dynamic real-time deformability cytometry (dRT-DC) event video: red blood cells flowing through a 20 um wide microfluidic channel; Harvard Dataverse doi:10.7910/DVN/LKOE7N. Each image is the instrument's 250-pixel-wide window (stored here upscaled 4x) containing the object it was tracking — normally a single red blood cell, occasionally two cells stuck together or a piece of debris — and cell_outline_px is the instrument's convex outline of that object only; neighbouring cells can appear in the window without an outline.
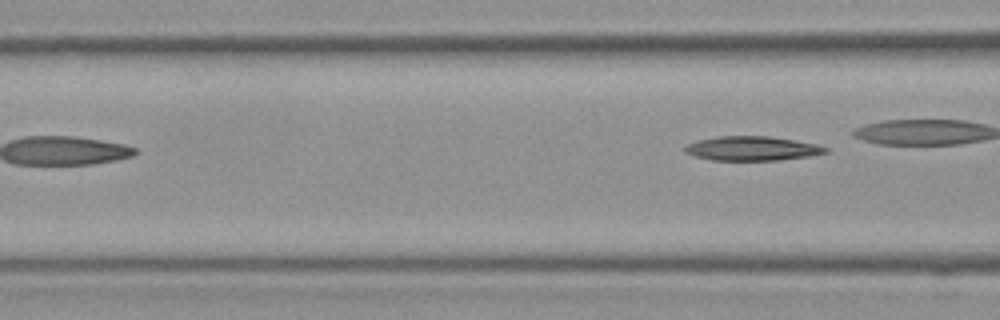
{"species": "Egyptian fruit bat (a non-hibernating species)", "species_latin": "Rousettus aegyptiacus", "temperature_condition": "room temperature", "stored_images_in_passage": 6, "segment_of_instrument_passage": [2, 2], "camera_frame_rate_fps": 3000, "um_per_image_px": 0.085, "frame": {"image": 1, "passage_image": 6, "time_ms": 1.667, "image_size_px": [1000, 320], "cell_outline_px": [[828, 152], [808, 156], [776, 160], [712, 160], [696, 156], [684, 152], [684, 148], [688, 144], [700, 140], [716, 136], [768, 136], [816, 144], [828, 148]], "centroid_in_image_um": [63.91, 12.62], "position_along_channel_um": 102.7, "area_um2": 19.59}}